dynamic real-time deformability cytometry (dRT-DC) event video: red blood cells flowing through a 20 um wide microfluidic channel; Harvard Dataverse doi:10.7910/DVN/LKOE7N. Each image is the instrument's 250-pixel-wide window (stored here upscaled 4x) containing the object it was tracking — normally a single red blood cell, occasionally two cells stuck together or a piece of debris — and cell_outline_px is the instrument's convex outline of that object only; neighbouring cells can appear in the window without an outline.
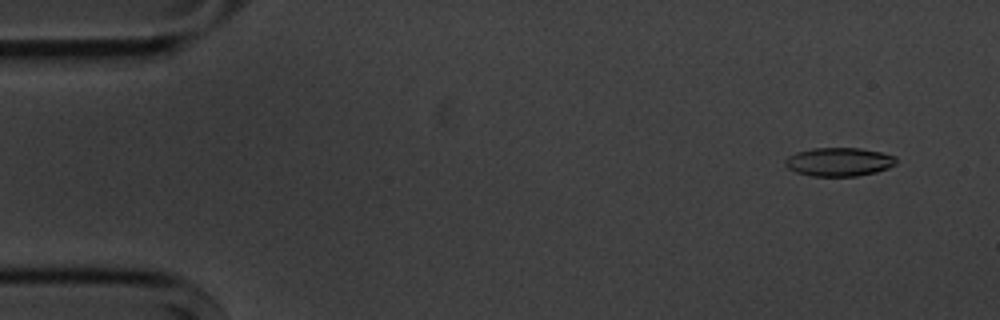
{"species": "common noctule bat (a hibernating species)", "species_latin": "Nyctalus noctula", "temperature_condition": "cold", "stored_images_in_passage": 13, "camera_frame_rate_fps": 3000, "um_per_image_px": 0.085, "animal": {"sex": "male", "body_mass_g": 20.1, "forearm_length_mm": 53.5}, "frame": {"image": 1, "passage_image": 2, "time_ms": 1.0, "image_size_px": [1000, 320], "cell_outline_px": [[896, 164], [888, 168], [876, 172], [856, 176], [808, 176], [796, 172], [788, 168], [784, 164], [784, 160], [788, 156], [796, 152], [812, 148], [860, 148], [880, 152], [896, 156]], "centroid_in_image_um": [71.29, 13.76], "position_along_channel_um": 13.7, "area_um2": 18.61}}
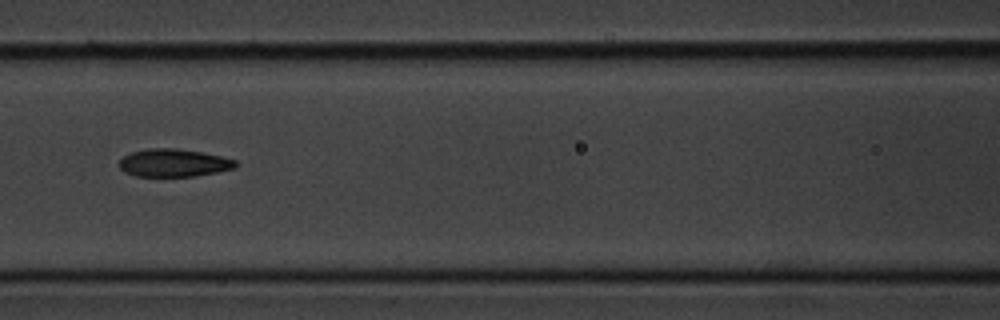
{"frame": {"image": 2, "passage_image": 7, "time_ms": 7.667, "image_size_px": [1000, 320], "cell_outline_px": [[240, 164], [236, 168], [196, 176], [136, 176], [124, 172], [120, 168], [120, 160], [124, 156], [132, 152], [148, 148], [176, 148], [200, 152], [220, 156], [236, 160]], "centroid_in_image_um": [14.79, 13.84], "position_along_channel_um": 151.8, "area_um2": 18.84}}
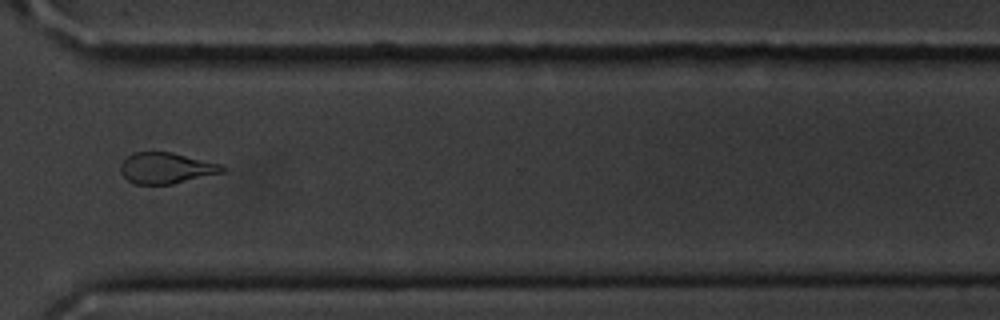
{"frame": {"image": 3, "passage_image": 12, "time_ms": 13.333, "image_size_px": [1000, 320], "cell_outline_px": [[228, 168], [224, 172], [172, 184], [136, 184], [128, 180], [120, 172], [120, 164], [132, 152], [172, 152], [224, 164]], "centroid_in_image_um": [14.17, 14.28], "position_along_channel_um": 356.4, "area_um2": 18.55}, "authors_computed_cell_mechanics": {"area_um2": 18.9006, "velocity_mm_per_s": 3.6136, "shape_relaxation_time_tau1_ms": 2.3652, "shape_relaxation_time_tau2_ms": 2.717, "deformation_change_tau1": 0.0904, "deformation_change_tau2": 0.0861}}